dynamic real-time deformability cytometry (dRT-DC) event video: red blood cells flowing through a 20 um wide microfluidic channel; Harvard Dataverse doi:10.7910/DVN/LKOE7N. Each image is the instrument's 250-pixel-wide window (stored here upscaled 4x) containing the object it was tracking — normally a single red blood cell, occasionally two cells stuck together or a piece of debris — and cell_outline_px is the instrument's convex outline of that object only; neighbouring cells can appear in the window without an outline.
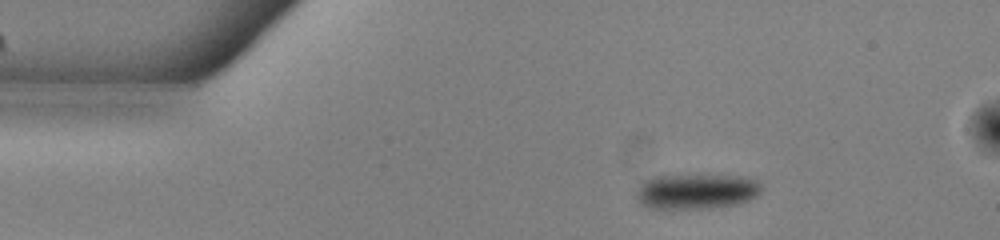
{"species": "common noctule bat (a hibernating species)", "species_latin": "Nyctalus noctula", "temperature_condition": "warm", "stored_images_in_passage": 45, "camera_frame_rate_fps": 3000, "um_per_image_px": 0.085, "animal": {"sex": "male", "body_mass_g": 13.0, "forearm_length_mm": 53.1}, "frame": {"image": 1, "passage_image": 1, "time_ms": 0.0, "image_size_px": [1000, 240], "cell_outline_px": [[764, 188], [756, 196], [740, 204], [708, 208], [652, 208], [644, 204], [636, 196], [636, 192], [640, 184], [644, 180], [652, 176], [748, 176], [756, 180]], "centroid_in_image_um": [59.24, 16.26], "position_along_channel_um": 25.8, "area_um2": 25.49}}
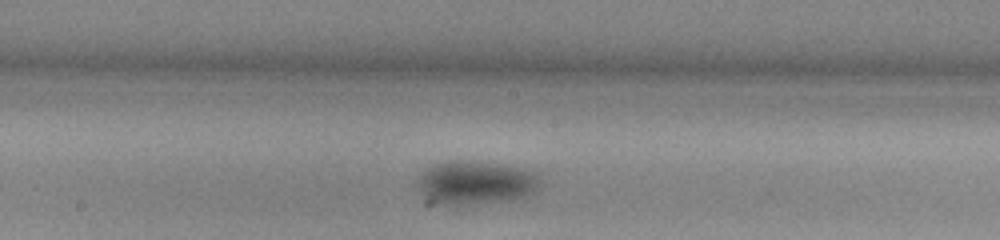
{"frame": {"image": 2, "passage_image": 20, "time_ms": 6.333, "image_size_px": [1000, 240], "cell_outline_px": [[540, 180], [536, 188], [532, 192], [524, 196], [504, 200], [456, 208], [440, 204], [420, 192], [416, 184], [416, 176], [428, 168], [436, 164], [448, 160], [472, 160], [520, 168], [532, 172]], "centroid_in_image_um": [40.32, 15.54], "position_along_channel_um": 207.9, "area_um2": 31.15}}
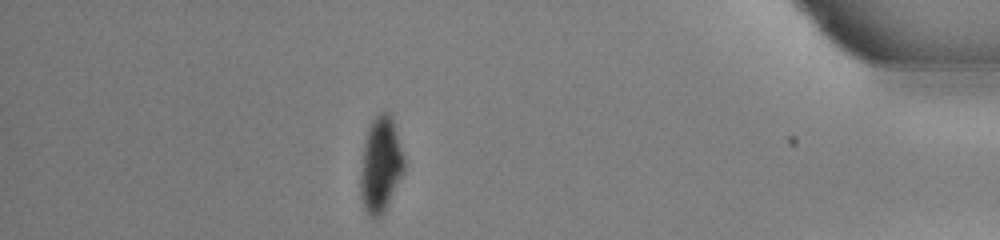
{"frame": {"image": 3, "passage_image": 39, "time_ms": 12.667, "image_size_px": [1000, 240], "cell_outline_px": [[404, 172], [384, 212], [380, 216], [372, 220], [368, 216], [364, 208], [360, 196], [360, 172], [364, 140], [368, 128], [372, 120], [380, 112], [388, 112], [392, 116], [404, 156]], "centroid_in_image_um": [32.34, 14.02], "position_along_channel_um": 402.9, "area_um2": 24.57}, "authors_computed_cell_mechanics": {"area_um2": 28.2064, "velocity_mm_per_s": 3.8579, "shape_relaxation_time_tau1_ms": 2.0293, "shape_relaxation_time_tau2_ms": null, "deformation_change_tau1": 0.0746, "deformation_change_tau2": null}}